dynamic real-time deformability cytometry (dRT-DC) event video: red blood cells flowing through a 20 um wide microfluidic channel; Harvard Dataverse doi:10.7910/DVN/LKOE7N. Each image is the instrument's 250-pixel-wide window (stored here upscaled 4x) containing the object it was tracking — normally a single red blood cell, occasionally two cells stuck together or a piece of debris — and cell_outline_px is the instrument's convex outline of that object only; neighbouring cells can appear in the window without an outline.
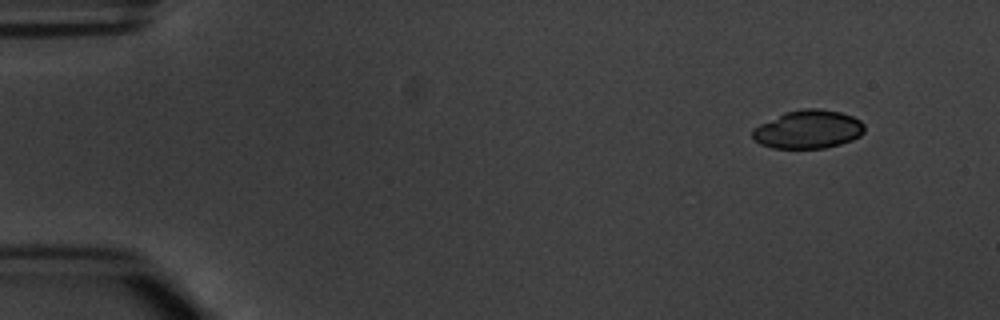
{"species": "common noctule bat (a hibernating species)", "species_latin": "Nyctalus noctula", "temperature_condition": "warm", "stored_images_in_passage": 4, "camera_frame_rate_fps": 3000, "um_per_image_px": 0.085, "animal": {"sex": "male", "body_mass_g": 20.1, "forearm_length_mm": 53.5}, "frame": {"image": 1, "passage_image": 1, "time_ms": 0.0, "image_size_px": [1000, 320], "cell_outline_px": [[864, 132], [860, 136], [852, 140], [840, 144], [824, 148], [772, 148], [760, 144], [752, 140], [752, 128], [784, 112], [804, 108], [820, 108], [840, 112], [852, 116], [860, 120], [864, 124]], "centroid_in_image_um": [68.67, 10.99], "position_along_channel_um": 16.3, "area_um2": 25.26}}
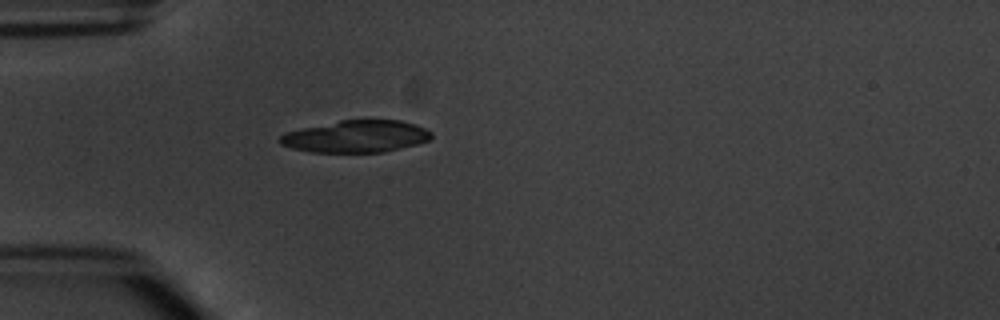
{"frame": {"image": 2, "passage_image": 4, "time_ms": 3.667, "image_size_px": [1000, 320], "cell_outline_px": [[432, 136], [428, 140], [416, 144], [384, 152], [312, 152], [292, 148], [280, 144], [276, 140], [284, 132], [340, 120], [400, 120], [416, 124], [432, 132]], "centroid_in_image_um": [30.24, 11.59], "position_along_channel_um": 54.8, "area_um2": 28.26}}